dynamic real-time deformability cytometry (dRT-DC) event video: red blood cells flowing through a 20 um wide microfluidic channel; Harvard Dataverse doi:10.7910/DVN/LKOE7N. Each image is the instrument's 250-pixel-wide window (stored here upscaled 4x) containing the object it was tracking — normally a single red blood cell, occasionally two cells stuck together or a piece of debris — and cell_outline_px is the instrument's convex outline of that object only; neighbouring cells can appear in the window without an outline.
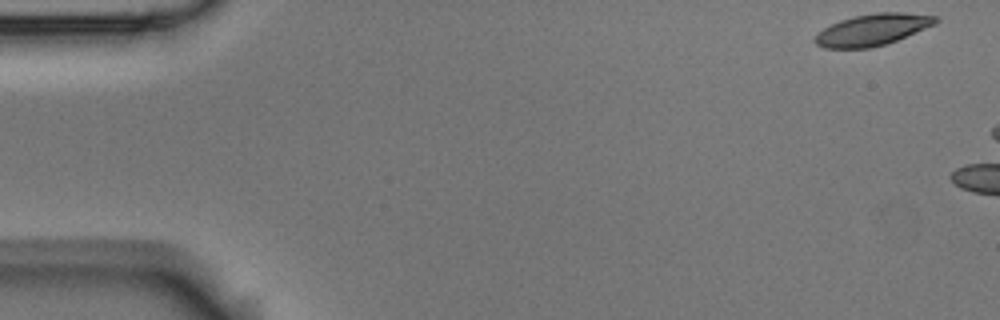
{"species": "Egyptian fruit bat (a non-hibernating species)", "species_latin": "Rousettus aegyptiacus", "temperature_condition": "room temperature", "stored_images_in_passage": 3, "camera_frame_rate_fps": 3000, "um_per_image_px": 0.085, "animal": {"sex": "male"}, "frame": {"image": 1, "passage_image": 1, "time_ms": 0.0, "image_size_px": [1000, 320], "cell_outline_px": [[940, 20], [936, 24], [896, 40], [872, 48], [824, 48], [816, 44], [812, 40], [824, 28], [840, 20], [856, 16], [876, 12], [904, 12], [936, 16]], "centroid_in_image_um": [74.18, 2.52], "position_along_channel_um": 10.8, "area_um2": 22.02}}